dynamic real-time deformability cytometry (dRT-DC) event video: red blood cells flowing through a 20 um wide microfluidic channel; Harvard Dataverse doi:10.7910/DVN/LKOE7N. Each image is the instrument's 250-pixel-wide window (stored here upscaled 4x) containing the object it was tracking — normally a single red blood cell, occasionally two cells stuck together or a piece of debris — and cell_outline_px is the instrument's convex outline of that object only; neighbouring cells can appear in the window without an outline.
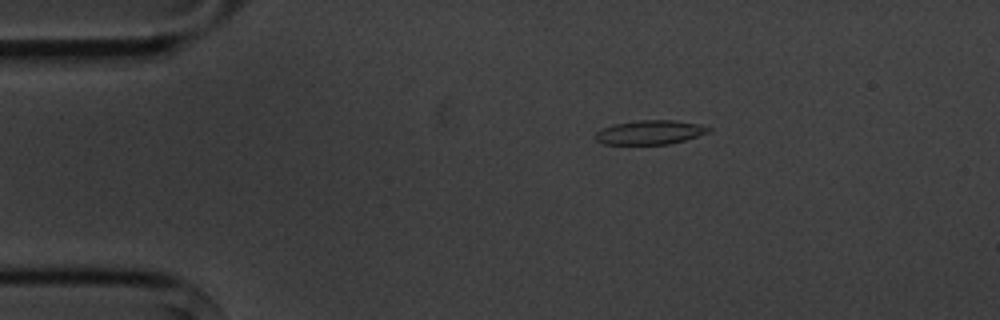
{"species": "common noctule bat (a hibernating species)", "species_latin": "Nyctalus noctula", "temperature_condition": "cold", "stored_images_in_passage": 4, "camera_frame_rate_fps": 3000, "um_per_image_px": 0.085, "animal": {"sex": "male", "body_mass_g": 20.1, "forearm_length_mm": 53.5}, "frame": {"image": 1, "passage_image": 1, "time_ms": 0.0, "image_size_px": [1000, 320], "cell_outline_px": [[712, 132], [684, 140], [668, 144], [604, 144], [596, 140], [592, 136], [600, 128], [612, 124], [636, 120], [672, 120], [700, 124], [712, 128]], "centroid_in_image_um": [55.22, 11.24], "position_along_channel_um": 29.8, "area_um2": 16.18}}
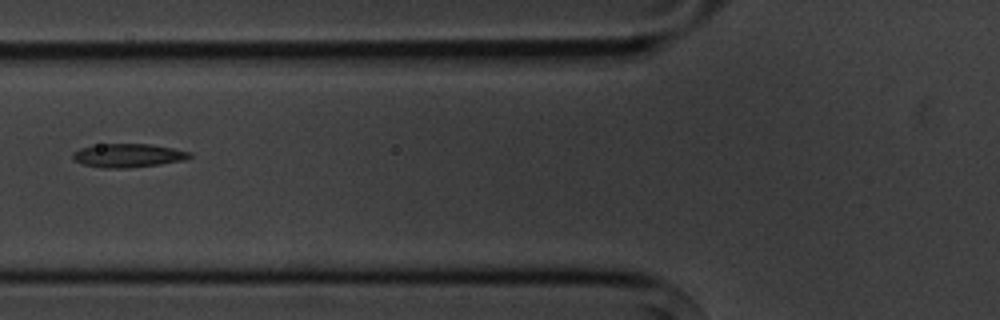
{"frame": {"image": 2, "passage_image": 4, "time_ms": 3.667, "image_size_px": [1000, 320], "cell_outline_px": [[192, 156], [184, 160], [160, 164], [128, 168], [100, 168], [84, 164], [76, 160], [72, 156], [72, 152], [80, 148], [100, 144], [152, 144], [192, 152]], "centroid_in_image_um": [10.9, 13.21], "position_along_channel_um": 114.9, "area_um2": 16.07}}